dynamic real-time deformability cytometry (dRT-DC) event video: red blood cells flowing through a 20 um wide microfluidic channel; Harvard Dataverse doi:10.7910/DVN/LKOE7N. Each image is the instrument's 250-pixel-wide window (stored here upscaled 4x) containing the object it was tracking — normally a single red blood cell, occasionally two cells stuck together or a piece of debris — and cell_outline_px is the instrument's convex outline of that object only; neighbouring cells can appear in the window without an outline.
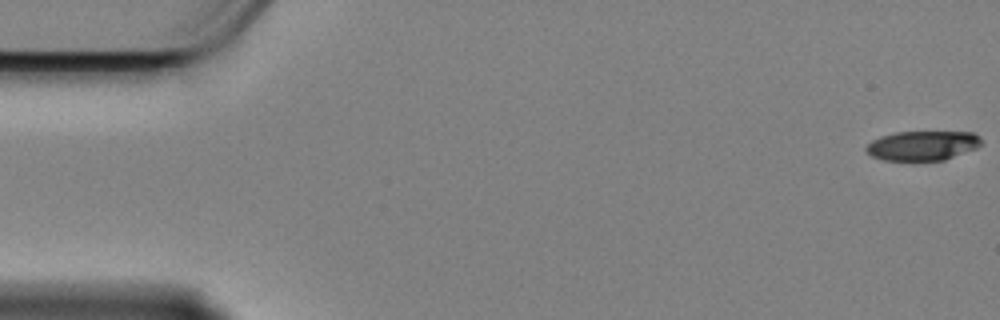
{"species": "Egyptian fruit bat (a non-hibernating species)", "species_latin": "Rousettus aegyptiacus", "temperature_condition": "cold", "stored_images_in_passage": 59, "camera_frame_rate_fps": 3000, "um_per_image_px": 0.085, "animal": {"sex": "female"}, "frame": {"image": 1, "passage_image": 1, "time_ms": 0.0, "image_size_px": [1000, 320], "cell_outline_px": [[984, 144], [976, 148], [944, 160], [912, 164], [884, 160], [872, 156], [864, 148], [872, 140], [880, 136], [896, 132], [972, 132], [980, 136]], "centroid_in_image_um": [78.41, 12.42], "position_along_channel_um": 6.6, "area_um2": 20.69}}
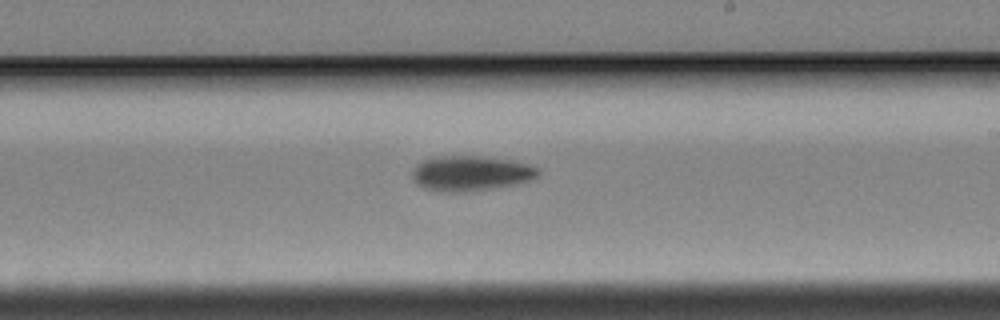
{"frame": {"image": 2, "passage_image": 34, "time_ms": 11.0, "image_size_px": [1000, 320], "cell_outline_px": [[540, 172], [536, 176], [528, 180], [512, 184], [492, 188], [468, 192], [440, 192], [424, 188], [416, 184], [412, 176], [412, 168], [420, 160], [440, 156], [476, 156], [512, 160], [528, 164], [536, 168]], "centroid_in_image_um": [39.92, 14.73], "position_along_channel_um": 249.1, "area_um2": 25.72}}
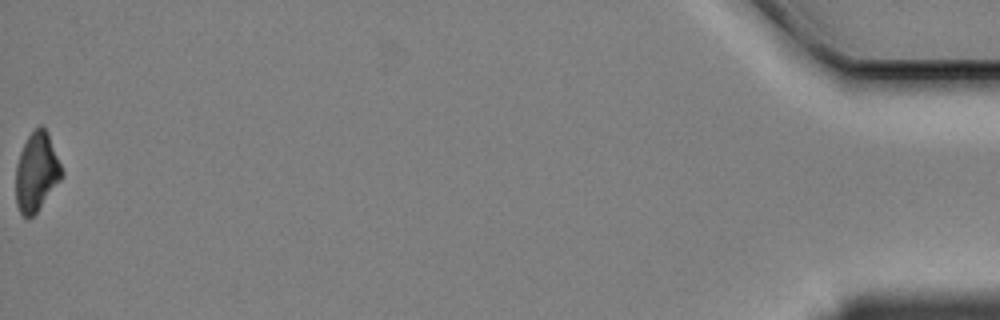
{"frame": {"image": 3, "passage_image": 59, "time_ms": 19.333, "image_size_px": [1000, 320], "cell_outline_px": [[64, 172], [60, 180], [36, 212], [32, 216], [24, 216], [20, 212], [16, 204], [16, 164], [20, 152], [28, 136], [40, 124], [48, 132]], "centroid_in_image_um": [3.11, 14.59], "position_along_channel_um": 432.1, "area_um2": 20.81}, "authors_computed_cell_mechanics": {"area_um2": 23.2356, "velocity_mm_per_s": 3.3968, "shape_relaxation_time_tau1_ms": 4.2943, "shape_relaxation_time_tau2_ms": null, "deformation_change_tau1": 0.1292, "deformation_change_tau2": null}}